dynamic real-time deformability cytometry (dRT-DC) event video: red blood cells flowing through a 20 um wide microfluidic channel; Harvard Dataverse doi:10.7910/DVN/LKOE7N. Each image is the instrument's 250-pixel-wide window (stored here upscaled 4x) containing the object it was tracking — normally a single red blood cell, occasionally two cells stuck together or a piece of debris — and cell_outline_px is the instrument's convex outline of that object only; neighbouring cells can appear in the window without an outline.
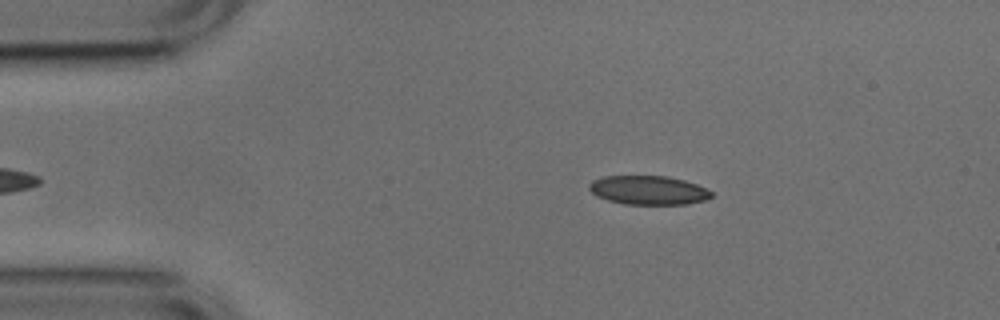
{"species": "common noctule bat (a hibernating species)", "species_latin": "Nyctalus noctula", "temperature_condition": "cold", "stored_images_in_passage": 40, "camera_frame_rate_fps": 3000, "um_per_image_px": 0.085, "animal": {"sex": "male", "body_mass_g": 17.9, "forearm_length_mm": 54.2}, "frame": {"image": 1, "passage_image": 4, "time_ms": 1.0, "image_size_px": [1000, 320], "cell_outline_px": [[712, 196], [704, 200], [684, 204], [624, 204], [608, 200], [596, 196], [588, 188], [588, 184], [592, 180], [604, 176], [664, 176], [684, 180], [696, 184], [712, 192]], "centroid_in_image_um": [55.06, 16.16], "position_along_channel_um": 29.9, "area_um2": 20.46}}
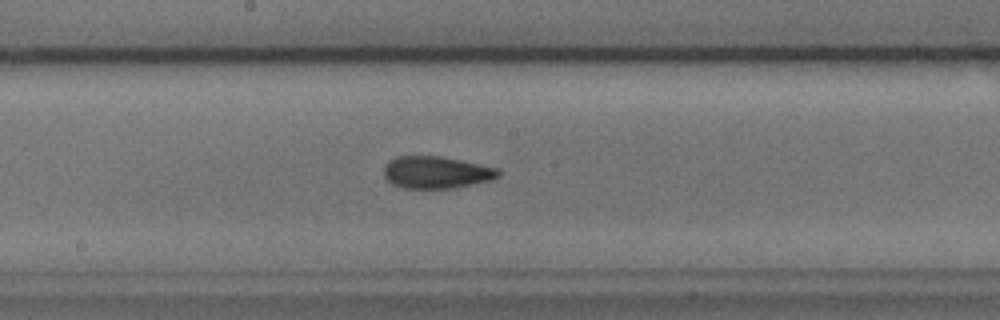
{"frame": {"image": 2, "passage_image": 22, "time_ms": 7.0, "image_size_px": [1000, 320], "cell_outline_px": [[500, 176], [492, 180], [452, 188], [404, 188], [392, 184], [384, 176], [384, 164], [388, 160], [396, 156], [440, 156], [500, 168]], "centroid_in_image_um": [37.08, 14.64], "position_along_channel_um": 211.1, "area_um2": 21.56}}
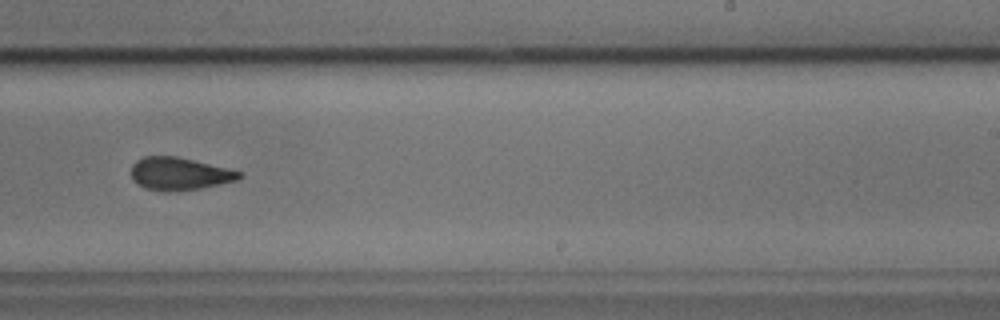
{"frame": {"image": 3, "passage_image": 27, "time_ms": 8.667, "image_size_px": [1000, 320], "cell_outline_px": [[244, 176], [236, 180], [220, 184], [200, 188], [148, 188], [132, 180], [132, 164], [136, 160], [144, 156], [176, 156], [244, 172]], "centroid_in_image_um": [15.3, 14.71], "position_along_channel_um": 273.7, "area_um2": 19.65}, "authors_computed_cell_mechanics": {"area_um2": 21.2415, "velocity_mm_per_s": 3.7778, "shape_relaxation_time_tau1_ms": 6.4913, "shape_relaxation_time_tau2_ms": 2.3848, "deformation_change_tau1": 0.1521, "deformation_change_tau2": 0.0954}}